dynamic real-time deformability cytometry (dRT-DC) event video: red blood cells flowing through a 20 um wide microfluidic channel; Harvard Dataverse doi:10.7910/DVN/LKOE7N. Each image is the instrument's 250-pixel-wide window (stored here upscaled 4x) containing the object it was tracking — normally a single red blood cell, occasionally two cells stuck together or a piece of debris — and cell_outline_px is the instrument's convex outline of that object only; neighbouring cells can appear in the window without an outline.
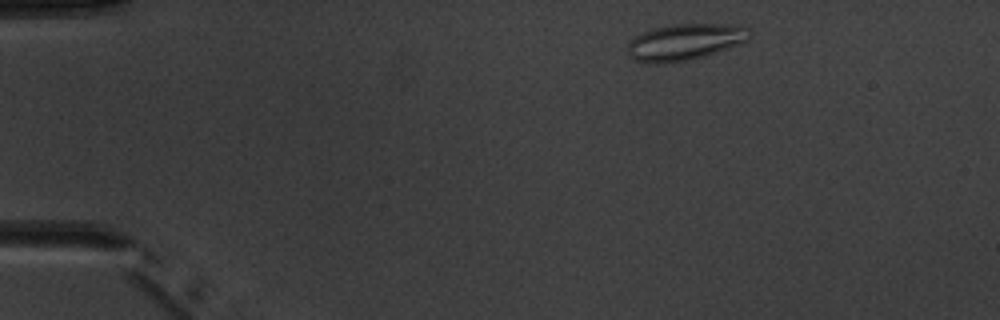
{"species": "common noctule bat (a hibernating species)", "species_latin": "Nyctalus noctula", "temperature_condition": "warm", "stored_images_in_passage": 4, "camera_frame_rate_fps": 3000, "um_per_image_px": 0.085, "animal": {"sex": "male", "body_mass_g": 20.1, "forearm_length_mm": 53.5}, "frame": {"image": 1, "passage_image": 1, "time_ms": 0.0, "image_size_px": [1000, 320], "cell_outline_px": [[752, 36], [748, 40], [740, 44], [704, 56], [688, 60], [656, 64], [636, 60], [628, 56], [628, 44], [636, 36], [652, 28], [672, 24], [740, 24], [752, 28]], "centroid_in_image_um": [58.3, 3.54], "position_along_channel_um": 26.7, "area_um2": 26.07}}
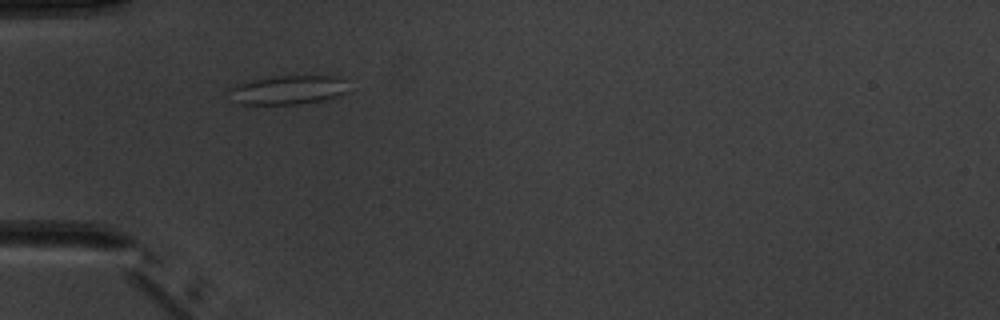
{"frame": {"image": 2, "passage_image": 3, "time_ms": 2.667, "image_size_px": [1000, 320], "cell_outline_px": [[348, 80], [344, 92], [336, 96], [324, 100], [300, 104], [240, 104], [232, 100], [228, 88], [236, 84], [252, 80], [272, 76], [336, 76]], "centroid_in_image_um": [24.45, 7.64], "position_along_channel_um": 60.5, "area_um2": 20.17}}
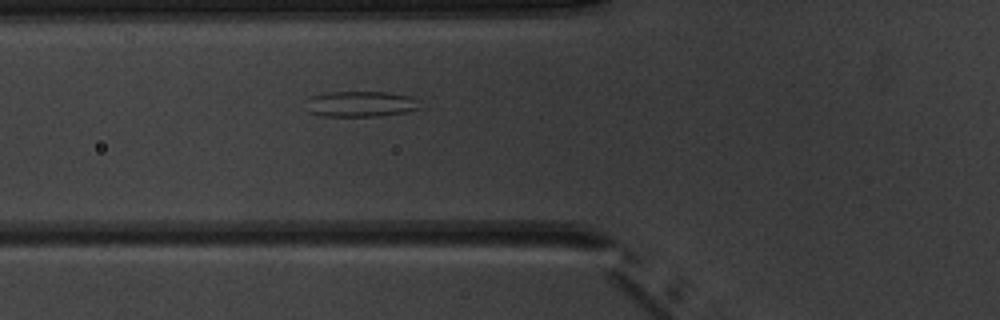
{"frame": {"image": 3, "passage_image": 4, "time_ms": 3.667, "image_size_px": [1000, 320], "cell_outline_px": [[420, 108], [404, 112], [376, 116], [324, 116], [308, 112], [304, 100], [308, 96], [328, 92], [388, 92], [412, 96], [420, 100]], "centroid_in_image_um": [30.62, 8.82], "position_along_channel_um": 95.2, "area_um2": 17.34}}